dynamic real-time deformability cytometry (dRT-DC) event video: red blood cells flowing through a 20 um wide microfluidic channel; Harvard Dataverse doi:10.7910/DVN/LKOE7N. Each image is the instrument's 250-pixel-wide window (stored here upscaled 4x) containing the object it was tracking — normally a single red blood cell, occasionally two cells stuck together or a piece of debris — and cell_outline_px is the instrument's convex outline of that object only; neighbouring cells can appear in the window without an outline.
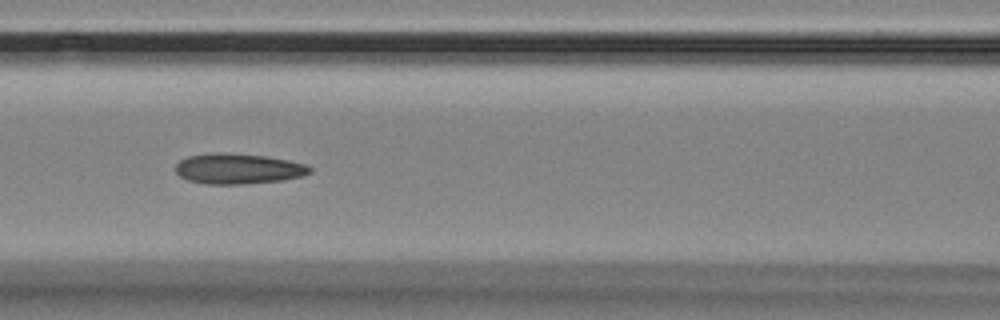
{"species": "Egyptian fruit bat (a non-hibernating species)", "species_latin": "Rousettus aegyptiacus", "temperature_condition": "room temperature", "stored_images_in_passage": 9, "camera_frame_rate_fps": 3000, "um_per_image_px": 0.085, "animal": {"sex": "female"}, "frame": {"image": 1, "passage_image": 8, "time_ms": 8.0, "image_size_px": [1000, 320], "cell_outline_px": [[312, 172], [304, 176], [284, 180], [244, 184], [204, 184], [188, 180], [180, 176], [176, 172], [176, 164], [180, 160], [188, 156], [264, 156], [288, 160], [304, 164], [312, 168]], "centroid_in_image_um": [20.32, 14.41], "position_along_channel_um": 146.3, "area_um2": 22.72}}
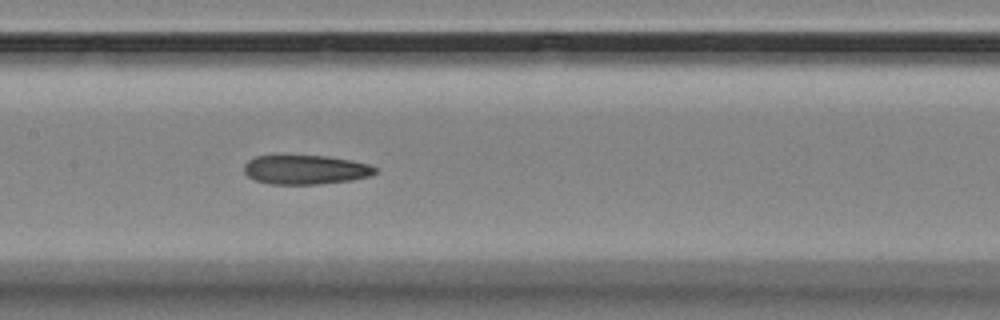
{"frame": {"image": 2, "passage_image": 9, "time_ms": 9.0, "image_size_px": [1000, 320], "cell_outline_px": [[376, 172], [368, 176], [352, 180], [316, 184], [268, 184], [256, 180], [248, 176], [244, 172], [244, 164], [248, 160], [256, 156], [284, 152], [328, 156], [352, 160], [368, 164], [376, 168]], "centroid_in_image_um": [25.89, 14.36], "position_along_channel_um": 181.5, "area_um2": 23.24}}